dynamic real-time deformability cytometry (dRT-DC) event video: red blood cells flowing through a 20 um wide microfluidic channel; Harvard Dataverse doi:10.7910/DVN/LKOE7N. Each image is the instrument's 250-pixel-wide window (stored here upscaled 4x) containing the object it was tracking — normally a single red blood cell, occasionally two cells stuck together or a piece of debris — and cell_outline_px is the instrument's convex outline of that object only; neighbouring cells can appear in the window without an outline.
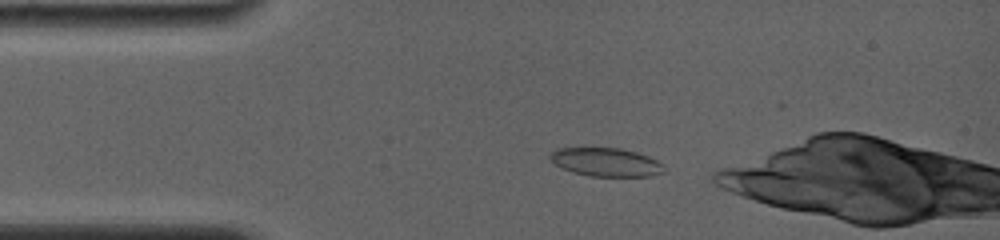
{"species": "common noctule bat (a hibernating species)", "species_latin": "Nyctalus noctula", "temperature_condition": "room temperature", "stored_images_in_passage": 19, "camera_frame_rate_fps": 4000, "um_per_image_px": 0.085, "animal": {"sex": "female", "body_mass_g": 19.0, "forearm_length_mm": 56.7}, "frame": {"image": 1, "passage_image": 1, "time_ms": 0.0, "image_size_px": [1000, 240], "cell_outline_px": [[668, 172], [652, 176], [588, 176], [572, 172], [556, 164], [548, 156], [556, 148], [620, 148], [636, 152], [648, 156], [664, 164]], "centroid_in_image_um": [51.58, 13.79], "position_along_channel_um": 33.4, "area_um2": 19.02}}
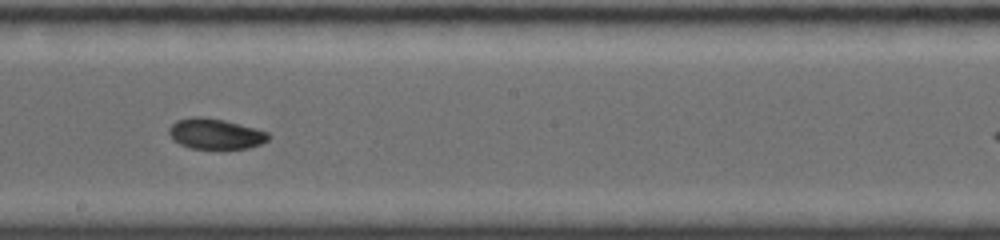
{"frame": {"image": 2, "passage_image": 7, "time_ms": 6.0, "image_size_px": [1000, 240], "cell_outline_px": [[268, 140], [260, 144], [248, 148], [192, 148], [180, 144], [172, 140], [168, 132], [168, 128], [176, 120], [188, 116], [204, 116], [224, 120], [256, 128], [268, 132]], "centroid_in_image_um": [18.26, 11.35], "position_along_channel_um": 229.9, "area_um2": 17.74}}
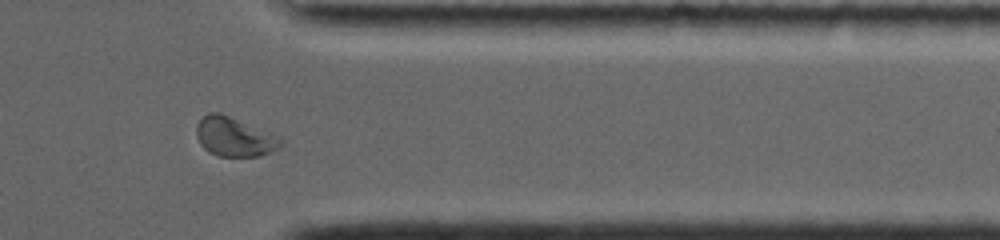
{"frame": {"image": 3, "passage_image": 16, "time_ms": 10.25, "image_size_px": [1000, 240], "cell_outline_px": [[284, 144], [280, 148], [260, 156], [216, 156], [208, 152], [200, 144], [196, 136], [196, 124], [208, 112], [220, 112], [280, 136], [284, 140]], "centroid_in_image_um": [19.94, 11.63], "position_along_channel_um": 391.5, "area_um2": 19.59}}